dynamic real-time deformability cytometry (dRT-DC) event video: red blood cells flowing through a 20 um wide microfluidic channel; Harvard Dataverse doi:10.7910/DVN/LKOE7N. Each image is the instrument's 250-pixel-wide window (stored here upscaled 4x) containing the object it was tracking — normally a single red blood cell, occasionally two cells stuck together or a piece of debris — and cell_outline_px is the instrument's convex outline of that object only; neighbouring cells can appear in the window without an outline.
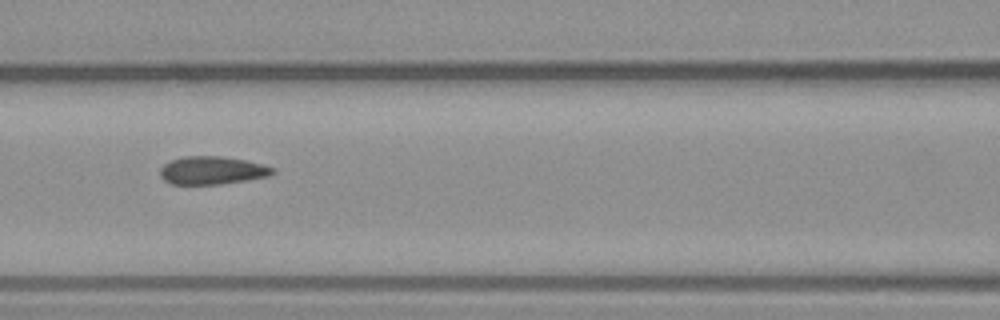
{"species": "common noctule bat (a hibernating species)", "species_latin": "Nyctalus noctula", "temperature_condition": "warm", "stored_images_in_passage": 9, "camera_frame_rate_fps": 3000, "um_per_image_px": 0.085, "animal": {"sex": "male", "body_mass_g": 23.1, "forearm_length_mm": 52.7}, "frame": {"image": 1, "passage_image": 6, "time_ms": 7.0, "image_size_px": [1000, 320], "cell_outline_px": [[276, 172], [268, 176], [248, 180], [220, 184], [172, 184], [164, 180], [160, 176], [160, 168], [164, 164], [172, 160], [184, 156], [220, 156], [244, 160], [264, 164], [276, 168]], "centroid_in_image_um": [18.06, 14.48], "position_along_channel_um": 148.5, "area_um2": 18.44}}
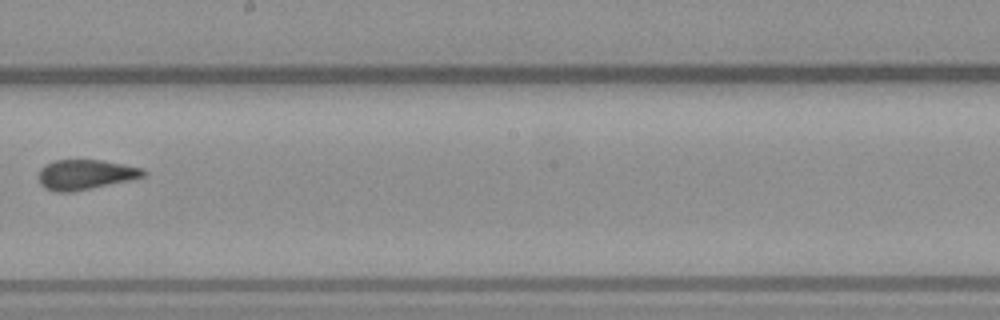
{"frame": {"image": 2, "passage_image": 8, "time_ms": 9.333, "image_size_px": [1000, 320], "cell_outline_px": [[148, 172], [144, 176], [128, 180], [72, 192], [56, 192], [44, 188], [40, 184], [36, 176], [40, 168], [44, 164], [52, 160], [104, 160], [144, 168]], "centroid_in_image_um": [7.2, 14.82], "position_along_channel_um": 241.0, "area_um2": 18.55}}
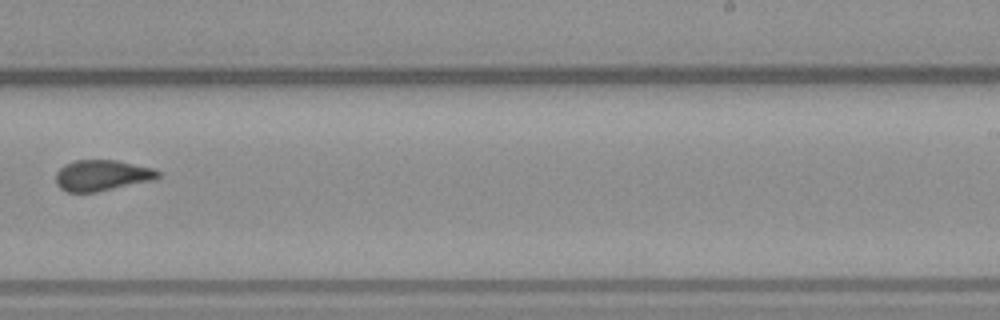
{"frame": {"image": 3, "passage_image": 9, "time_ms": 10.333, "image_size_px": [1000, 320], "cell_outline_px": [[160, 176], [152, 180], [96, 192], [68, 192], [60, 188], [56, 184], [56, 172], [64, 164], [76, 160], [116, 160], [152, 168], [160, 172]], "centroid_in_image_um": [8.63, 14.9], "position_along_channel_um": 280.4, "area_um2": 18.26}}